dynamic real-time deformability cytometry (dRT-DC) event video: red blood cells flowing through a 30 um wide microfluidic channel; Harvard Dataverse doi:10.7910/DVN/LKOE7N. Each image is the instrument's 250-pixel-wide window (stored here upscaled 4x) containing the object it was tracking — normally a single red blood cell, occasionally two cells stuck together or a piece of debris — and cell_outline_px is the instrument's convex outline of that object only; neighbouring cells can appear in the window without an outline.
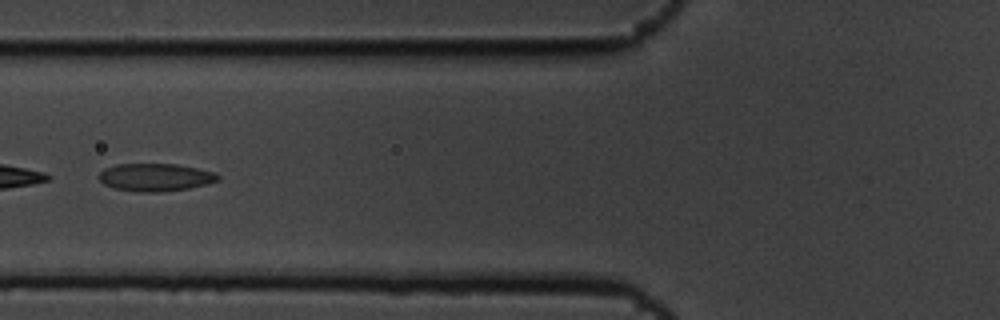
{"species": "common noctule bat (a hibernating species)", "species_latin": "Nyctalus noctula", "temperature_condition": "cold", "stored_images_in_passage": 4, "camera_frame_rate_fps": 3000, "um_per_image_px": 0.085, "animal": {"sex": "male", "body_mass_g": 19.5, "forearm_length_mm": 54.6}, "frame": {"image": 1, "passage_image": 4, "time_ms": 1.0, "image_size_px": [1000, 320], "cell_outline_px": [[220, 180], [208, 184], [188, 188], [160, 192], [140, 192], [116, 188], [104, 184], [96, 176], [104, 168], [116, 164], [176, 164], [196, 168], [212, 172], [220, 176]], "centroid_in_image_um": [13.19, 15.06], "position_along_channel_um": 112.6, "area_um2": 19.19}}